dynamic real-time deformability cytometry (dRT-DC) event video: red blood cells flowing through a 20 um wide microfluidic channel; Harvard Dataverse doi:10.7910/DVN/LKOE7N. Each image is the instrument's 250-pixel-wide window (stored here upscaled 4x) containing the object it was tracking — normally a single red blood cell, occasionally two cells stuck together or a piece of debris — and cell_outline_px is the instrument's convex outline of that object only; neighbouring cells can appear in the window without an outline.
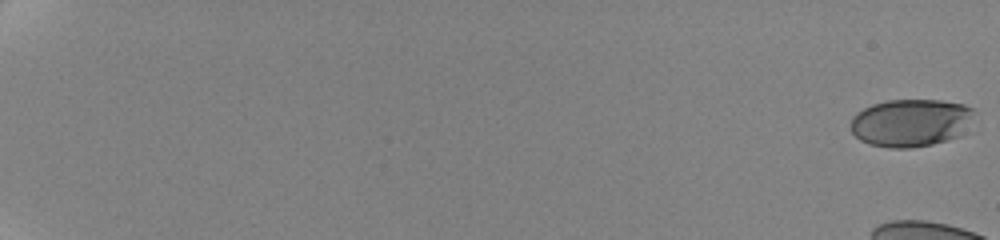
{"species": "human", "species_latin": "Homo sapiens", "temperature_condition": "cold", "stored_images_in_passage": 29, "camera_frame_rate_fps": 3000, "um_per_image_px": 0.085, "donor": {"sex": "female"}, "frame": {"image": 1, "passage_image": 1, "time_ms": 0.0, "image_size_px": [1000, 240], "cell_outline_px": [[976, 112], [956, 136], [932, 144], [912, 148], [888, 148], [868, 144], [860, 140], [852, 132], [852, 116], [856, 112], [872, 104], [888, 100], [940, 100], [964, 104], [972, 108]], "centroid_in_image_um": [77.35, 10.42], "position_along_channel_um": 7.6, "area_um2": 33.99}}